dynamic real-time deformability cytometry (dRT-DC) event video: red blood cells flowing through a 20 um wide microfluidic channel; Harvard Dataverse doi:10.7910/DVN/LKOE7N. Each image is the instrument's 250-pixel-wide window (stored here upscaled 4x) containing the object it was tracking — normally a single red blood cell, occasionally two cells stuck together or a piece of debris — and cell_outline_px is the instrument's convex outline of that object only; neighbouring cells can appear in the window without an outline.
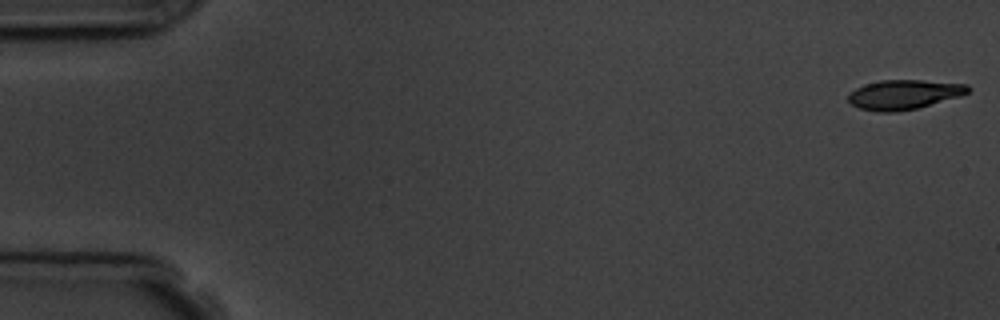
{"species": "common noctule bat (a hibernating species)", "species_latin": "Nyctalus noctula", "temperature_condition": "room temperature", "stored_images_in_passage": 6, "camera_frame_rate_fps": 3000, "um_per_image_px": 0.085, "animal": {"sex": "male", "body_mass_g": 19.5, "forearm_length_mm": 54.6}, "frame": {"image": 1, "passage_image": 1, "time_ms": 0.0, "image_size_px": [1000, 320], "cell_outline_px": [[972, 88], [968, 92], [960, 96], [916, 108], [896, 112], [880, 112], [860, 108], [852, 104], [848, 100], [848, 92], [864, 84], [880, 80], [920, 80], [968, 84]], "centroid_in_image_um": [76.82, 8.02], "position_along_channel_um": 8.2, "area_um2": 20.58}}
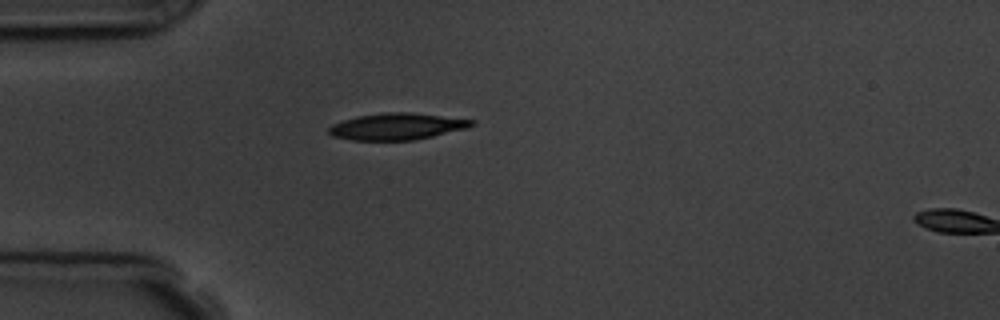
{"frame": {"image": 2, "passage_image": 5, "time_ms": 4.667, "image_size_px": [1000, 320], "cell_outline_px": [[476, 124], [468, 128], [432, 136], [412, 140], [352, 140], [332, 136], [328, 132], [328, 128], [332, 124], [356, 116], [384, 112], [408, 112], [476, 120]], "centroid_in_image_um": [33.74, 10.74], "position_along_channel_um": 51.3, "area_um2": 22.14}}